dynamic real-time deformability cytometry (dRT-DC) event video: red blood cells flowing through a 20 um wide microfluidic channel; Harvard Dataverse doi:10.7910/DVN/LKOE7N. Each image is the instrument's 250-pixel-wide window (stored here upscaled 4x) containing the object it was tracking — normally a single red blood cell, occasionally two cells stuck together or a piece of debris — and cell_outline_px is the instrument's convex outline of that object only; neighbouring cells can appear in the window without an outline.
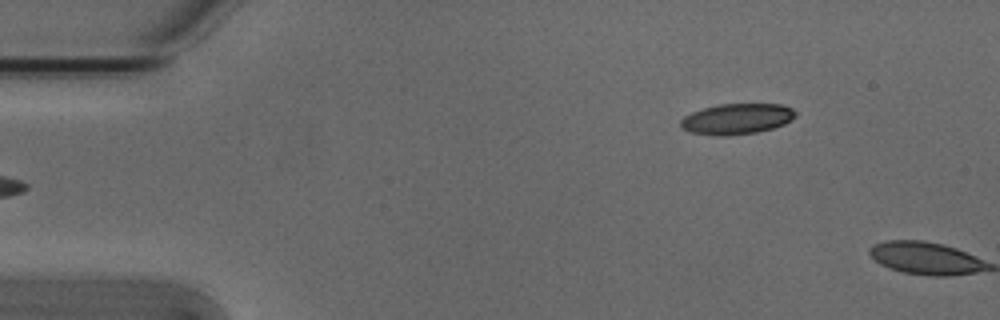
{"species": "Egyptian fruit bat (a non-hibernating species)", "species_latin": "Rousettus aegyptiacus", "temperature_condition": "cold", "stored_images_in_passage": 4, "segment_of_instrument_passage": [2, 2], "camera_frame_rate_fps": 3000, "um_per_image_px": 0.085, "animal": {"sex": "male"}, "frame": {"image": 1, "passage_image": 4, "time_ms": 1.0, "image_size_px": [1000, 320], "cell_outline_px": [[796, 116], [784, 124], [772, 128], [756, 132], [724, 136], [692, 132], [684, 128], [680, 124], [680, 120], [684, 116], [692, 112], [704, 108], [720, 104], [784, 104], [792, 108], [796, 112]], "centroid_in_image_um": [62.66, 10.09], "position_along_channel_um": 22.3, "area_um2": 20.29}}